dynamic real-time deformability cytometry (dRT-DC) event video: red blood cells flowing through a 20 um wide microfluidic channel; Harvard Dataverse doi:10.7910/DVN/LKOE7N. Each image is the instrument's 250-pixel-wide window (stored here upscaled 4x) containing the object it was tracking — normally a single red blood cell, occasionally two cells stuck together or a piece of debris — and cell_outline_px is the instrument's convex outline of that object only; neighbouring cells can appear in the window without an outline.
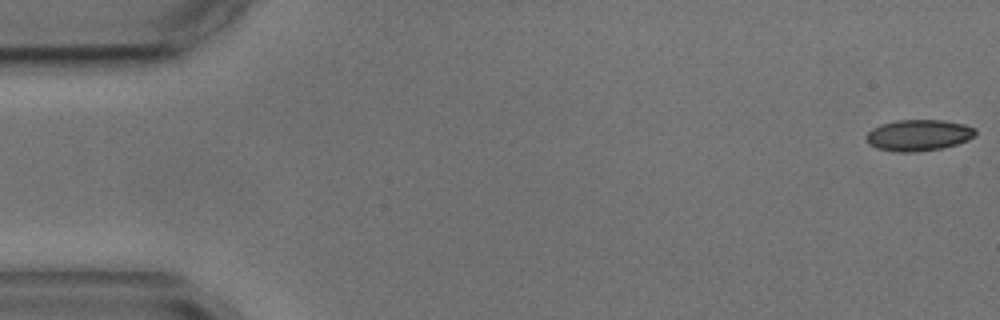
{"species": "common noctule bat (a hibernating species)", "species_latin": "Nyctalus noctula", "temperature_condition": "cold", "stored_images_in_passage": 7, "camera_frame_rate_fps": 3000, "um_per_image_px": 0.085, "animal": {"sex": "male", "body_mass_g": 17.9, "forearm_length_mm": 54.2}, "frame": {"image": 1, "passage_image": 1, "time_ms": 0.0, "image_size_px": [1000, 320], "cell_outline_px": [[976, 136], [968, 140], [956, 144], [940, 148], [916, 152], [896, 152], [876, 148], [868, 144], [864, 140], [864, 136], [872, 128], [880, 124], [896, 120], [944, 120], [964, 124], [976, 128]], "centroid_in_image_um": [78.04, 11.49], "position_along_channel_um": 7.0, "area_um2": 20.17}}